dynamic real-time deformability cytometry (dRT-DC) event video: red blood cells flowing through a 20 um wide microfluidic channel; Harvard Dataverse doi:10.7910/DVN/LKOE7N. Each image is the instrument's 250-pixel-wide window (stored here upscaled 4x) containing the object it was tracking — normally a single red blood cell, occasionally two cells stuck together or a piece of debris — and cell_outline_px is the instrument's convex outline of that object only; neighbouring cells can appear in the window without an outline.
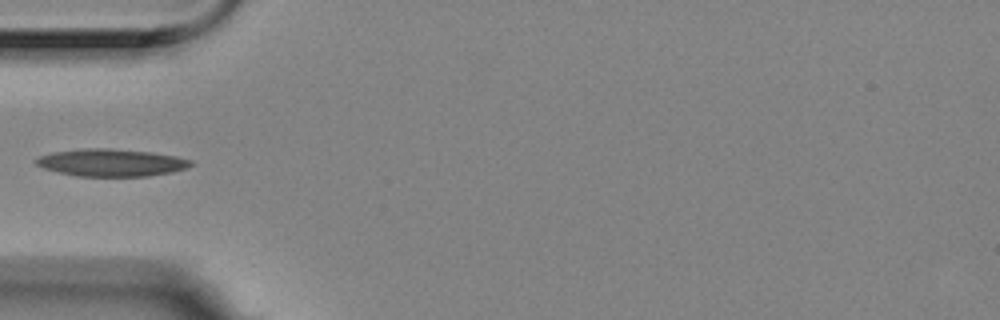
{"species": "Egyptian fruit bat (a non-hibernating species)", "species_latin": "Rousettus aegyptiacus", "temperature_condition": "room temperature", "stored_images_in_passage": 6, "camera_frame_rate_fps": 3000, "um_per_image_px": 0.085, "animal": {"sex": "female"}, "frame": {"image": 1, "passage_image": 6, "time_ms": 1.667, "image_size_px": [1000, 320], "cell_outline_px": [[196, 164], [188, 168], [172, 172], [148, 176], [76, 176], [44, 168], [36, 164], [36, 160], [40, 156], [52, 152], [80, 148], [108, 148], [152, 152], [176, 156], [192, 160]], "centroid_in_image_um": [9.52, 13.82], "position_along_channel_um": 75.5, "area_um2": 24.8}}